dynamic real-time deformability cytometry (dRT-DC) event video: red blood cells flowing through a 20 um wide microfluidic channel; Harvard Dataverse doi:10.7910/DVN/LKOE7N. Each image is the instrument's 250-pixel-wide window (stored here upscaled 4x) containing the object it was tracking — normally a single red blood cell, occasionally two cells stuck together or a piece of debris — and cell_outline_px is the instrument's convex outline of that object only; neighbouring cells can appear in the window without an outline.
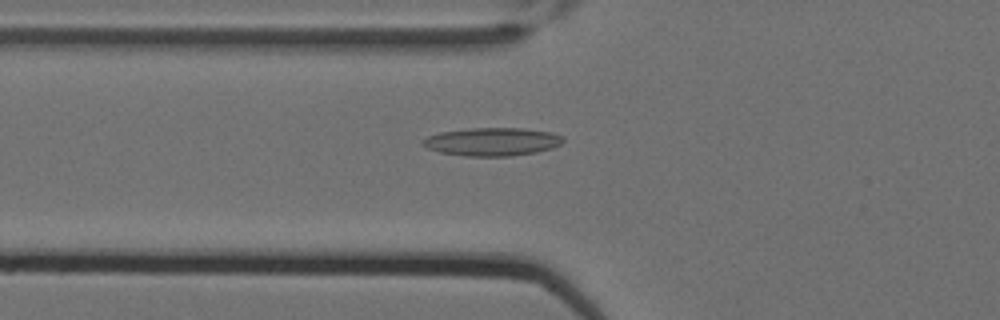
{"species": "Egyptian fruit bat (a non-hibernating species)", "species_latin": "Rousettus aegyptiacus", "temperature_condition": "cold", "stored_images_in_passage": 6, "camera_frame_rate_fps": 3000, "um_per_image_px": 0.085, "animal": {"sex": "female"}, "frame": {"image": 1, "passage_image": 6, "time_ms": 1.667, "image_size_px": [1000, 320], "cell_outline_px": [[564, 140], [560, 144], [552, 148], [536, 152], [512, 156], [464, 156], [440, 152], [428, 148], [420, 140], [428, 136], [440, 132], [472, 128], [524, 128], [552, 132], [564, 136]], "centroid_in_image_um": [41.87, 12.04], "position_along_channel_um": 83.9, "area_um2": 23.06}}